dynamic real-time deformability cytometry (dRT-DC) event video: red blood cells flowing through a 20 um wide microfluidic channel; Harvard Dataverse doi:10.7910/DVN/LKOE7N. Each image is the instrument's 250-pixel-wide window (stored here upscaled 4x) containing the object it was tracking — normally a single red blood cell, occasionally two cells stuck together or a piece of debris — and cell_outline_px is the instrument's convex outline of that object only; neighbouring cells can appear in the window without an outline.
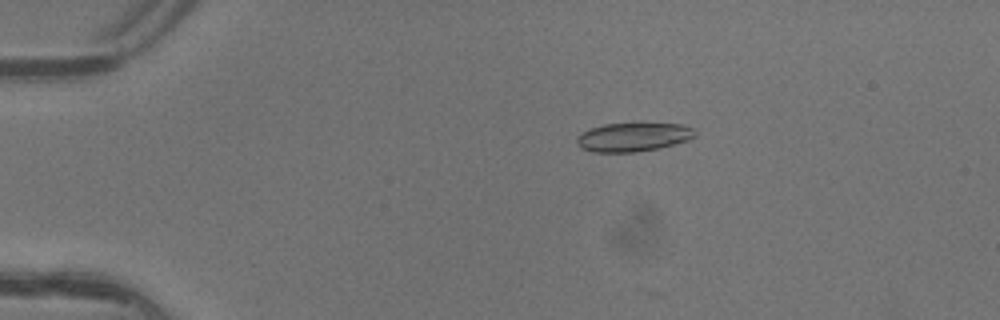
{"species": "common noctule bat (a hibernating species)", "species_latin": "Nyctalus noctula", "temperature_condition": "warm", "stored_images_in_passage": 7, "camera_frame_rate_fps": 3000, "um_per_image_px": 0.085, "animal": {"sex": "female"}, "frame": {"image": 1, "passage_image": 2, "time_ms": 0.333, "image_size_px": [1000, 320], "cell_outline_px": [[696, 136], [688, 140], [660, 148], [636, 152], [592, 152], [580, 148], [576, 140], [584, 132], [592, 128], [604, 124], [680, 124], [692, 128], [696, 132]], "centroid_in_image_um": [53.84, 11.67], "position_along_channel_um": 31.2, "area_um2": 19.54}}
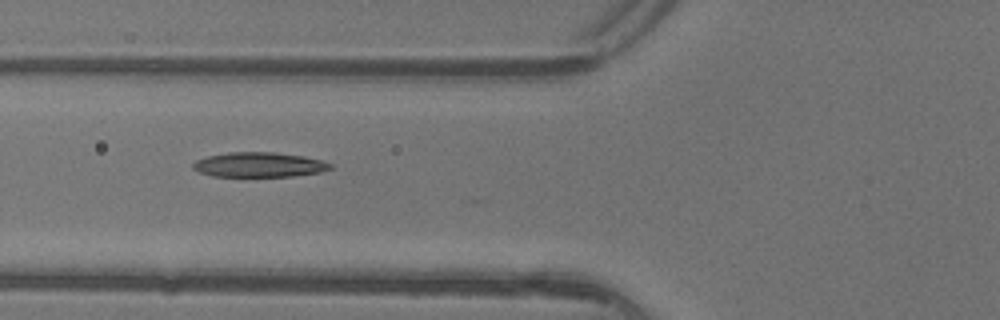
{"frame": {"image": 2, "passage_image": 5, "time_ms": 1.333, "image_size_px": [1000, 320], "cell_outline_px": [[332, 168], [320, 172], [292, 176], [212, 176], [200, 172], [192, 168], [192, 164], [196, 160], [208, 156], [228, 152], [272, 152], [304, 156], [320, 160], [332, 164]], "centroid_in_image_um": [22.01, 14.0], "position_along_channel_um": 103.8, "area_um2": 19.71}}
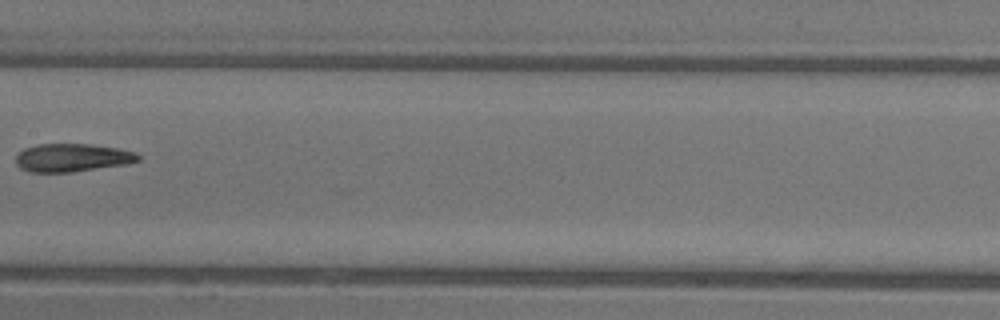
{"frame": {"image": 3, "passage_image": 7, "time_ms": 2.0, "image_size_px": [1000, 320], "cell_outline_px": [[140, 160], [128, 164], [72, 172], [28, 172], [20, 168], [16, 164], [16, 156], [24, 148], [40, 144], [92, 144], [116, 148], [136, 152], [140, 156]], "centroid_in_image_um": [6.15, 13.41], "position_along_channel_um": 201.3, "area_um2": 20.11}}